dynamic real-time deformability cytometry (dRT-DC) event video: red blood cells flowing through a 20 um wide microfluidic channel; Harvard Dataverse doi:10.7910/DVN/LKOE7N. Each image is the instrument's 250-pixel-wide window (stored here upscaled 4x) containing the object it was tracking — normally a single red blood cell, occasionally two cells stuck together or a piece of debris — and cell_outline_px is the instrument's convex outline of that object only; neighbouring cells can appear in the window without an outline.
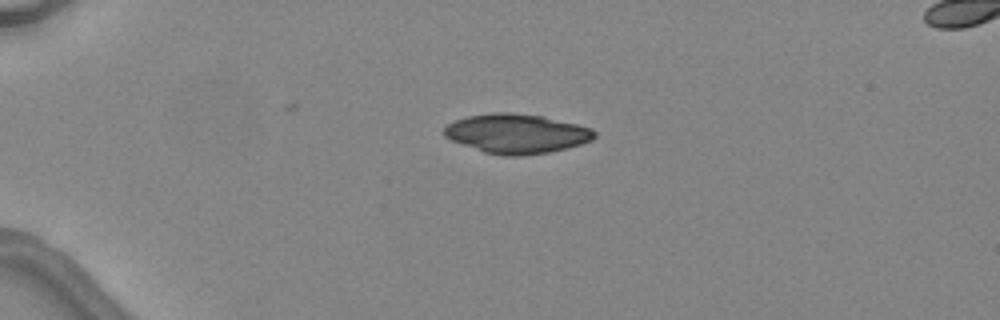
{"species": "common noctule bat (a hibernating species)", "species_latin": "Nyctalus noctula", "temperature_condition": "warm", "stored_images_in_passage": 3, "segment_of_instrument_passage": [1, 2], "camera_frame_rate_fps": 3000, "um_per_image_px": 0.085, "animal": {"sex": "female", "body_mass_g": 24.6, "forearm_length_mm": 56.2}, "frame": {"image": 1, "passage_image": 1, "time_ms": 0.0, "image_size_px": [1000, 320], "cell_outline_px": [[596, 136], [592, 140], [568, 148], [548, 152], [520, 156], [500, 156], [484, 152], [452, 140], [444, 136], [444, 128], [448, 124], [456, 120], [468, 116], [492, 112], [512, 112], [544, 116], [592, 128], [596, 132]], "centroid_in_image_um": [43.93, 11.35], "position_along_channel_um": 41.1, "area_um2": 34.56}}